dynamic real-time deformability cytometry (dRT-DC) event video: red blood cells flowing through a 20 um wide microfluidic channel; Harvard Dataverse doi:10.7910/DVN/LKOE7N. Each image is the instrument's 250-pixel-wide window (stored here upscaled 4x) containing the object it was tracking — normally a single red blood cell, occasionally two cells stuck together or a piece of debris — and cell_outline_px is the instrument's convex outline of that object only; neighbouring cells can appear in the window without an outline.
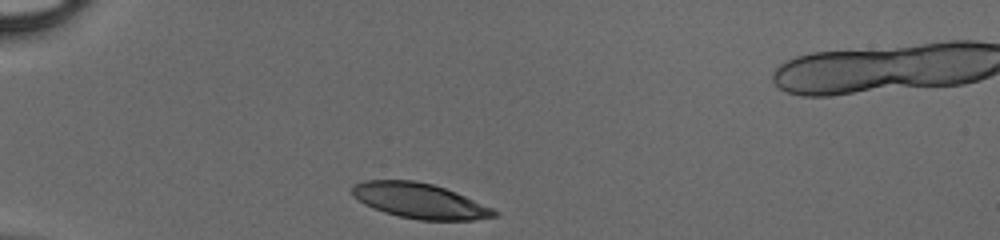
{"species": "human", "species_latin": "Homo sapiens", "temperature_condition": "cold", "stored_images_in_passage": 28, "camera_frame_rate_fps": 3000, "um_per_image_px": 0.085, "donor": {"sex": "male"}, "frame": {"image": 1, "passage_image": 1, "time_ms": 0.0, "image_size_px": [1000, 240], "cell_outline_px": [[500, 216], [472, 220], [420, 220], [400, 216], [384, 212], [372, 208], [364, 204], [352, 196], [352, 184], [364, 180], [416, 180], [432, 184], [456, 192], [492, 208], [500, 212]], "centroid_in_image_um": [35.66, 17.06], "position_along_channel_um": 49.3, "area_um2": 29.25}}
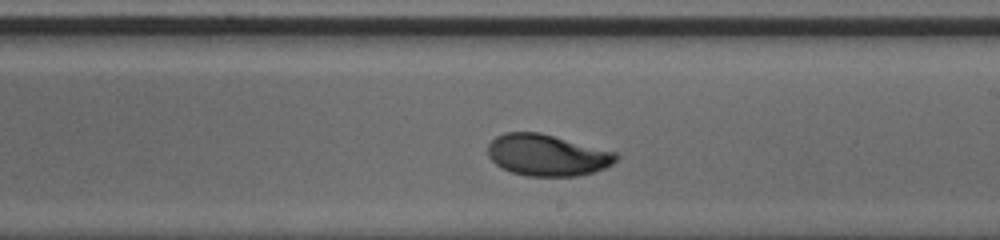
{"frame": {"image": 2, "passage_image": 17, "time_ms": 5.333, "image_size_px": [1000, 240], "cell_outline_px": [[620, 156], [612, 164], [604, 168], [592, 172], [576, 176], [524, 176], [512, 172], [496, 164], [488, 156], [488, 144], [496, 136], [504, 132], [540, 132], [616, 152]], "centroid_in_image_um": [46.5, 13.18], "position_along_channel_um": 242.5, "area_um2": 30.98}}
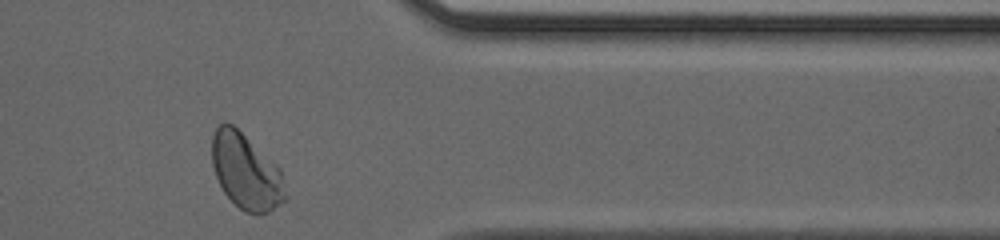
{"frame": {"image": 3, "passage_image": 28, "time_ms": 9.0, "image_size_px": [1000, 240], "cell_outline_px": [[288, 196], [280, 204], [268, 212], [256, 216], [244, 212], [224, 192], [216, 176], [212, 164], [212, 136], [216, 128], [220, 124], [232, 124], [276, 164], [280, 168]], "centroid_in_image_um": [20.93, 14.62], "position_along_channel_um": 390.5, "area_um2": 32.14}}